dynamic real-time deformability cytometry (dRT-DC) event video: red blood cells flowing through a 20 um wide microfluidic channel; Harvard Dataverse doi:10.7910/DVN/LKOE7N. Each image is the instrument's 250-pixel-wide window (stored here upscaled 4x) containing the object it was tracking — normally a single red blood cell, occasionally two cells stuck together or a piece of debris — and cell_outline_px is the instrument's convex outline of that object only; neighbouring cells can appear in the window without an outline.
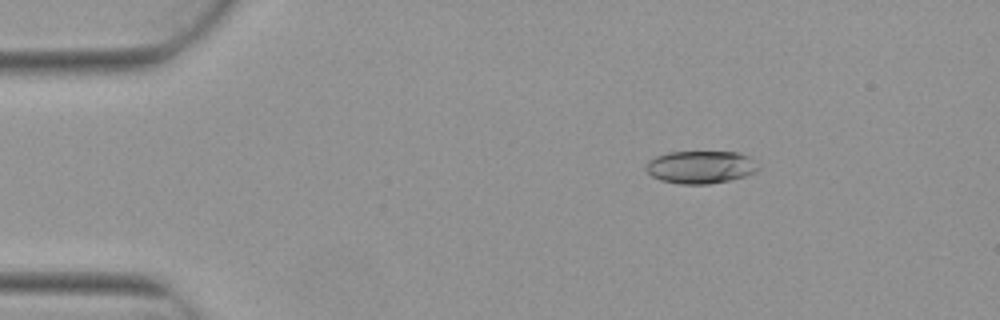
{"species": "Egyptian fruit bat (a non-hibernating species)", "species_latin": "Rousettus aegyptiacus", "temperature_condition": "warm", "stored_images_in_passage": 4, "camera_frame_rate_fps": 3000, "um_per_image_px": 0.085, "animal": {"sex": "female"}, "frame": {"image": 1, "passage_image": 2, "time_ms": 0.333, "image_size_px": [1000, 320], "cell_outline_px": [[760, 168], [756, 172], [732, 180], [708, 184], [680, 184], [660, 180], [652, 176], [644, 168], [648, 160], [656, 156], [668, 152], [736, 152], [748, 156]], "centroid_in_image_um": [59.53, 14.21], "position_along_channel_um": 25.5, "area_um2": 21.44}}